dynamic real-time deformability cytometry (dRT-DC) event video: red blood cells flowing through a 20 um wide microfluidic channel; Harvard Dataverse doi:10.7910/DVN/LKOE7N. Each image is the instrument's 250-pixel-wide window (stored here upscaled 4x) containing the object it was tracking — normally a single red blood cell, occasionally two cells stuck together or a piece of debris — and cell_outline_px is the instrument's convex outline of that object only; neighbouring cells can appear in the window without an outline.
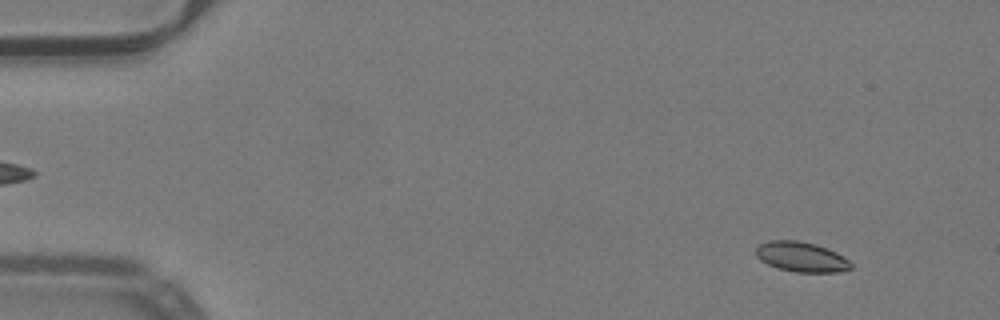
{"species": "common noctule bat (a hibernating species)", "species_latin": "Nyctalus noctula", "temperature_condition": "warm", "stored_images_in_passage": 53, "camera_frame_rate_fps": 3000, "um_per_image_px": 0.085, "animal": {"sex": "male", "body_mass_g": 19.2, "forearm_length_mm": 51.8}, "frame": {"image": 1, "passage_image": 5, "time_ms": 1.333, "image_size_px": [1000, 320], "cell_outline_px": [[852, 268], [840, 272], [796, 272], [780, 268], [768, 264], [760, 260], [756, 256], [756, 248], [760, 244], [768, 240], [796, 240], [816, 244], [836, 252], [844, 256], [852, 264]], "centroid_in_image_um": [68.12, 21.83], "position_along_channel_um": 16.9, "area_um2": 16.59}}
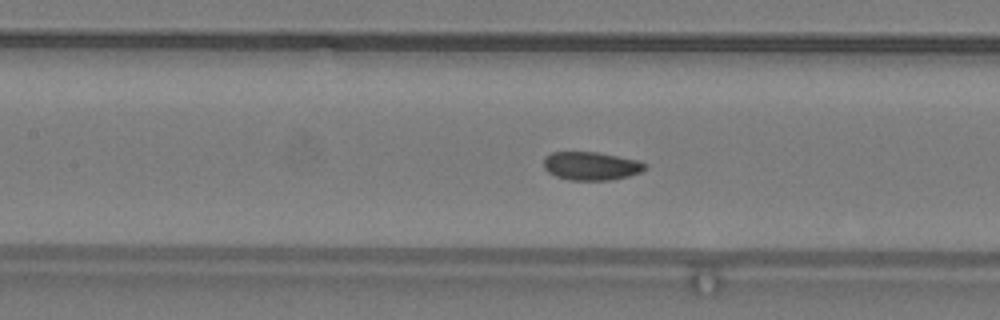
{"frame": {"image": 2, "passage_image": 24, "time_ms": 7.667, "image_size_px": [1000, 320], "cell_outline_px": [[648, 168], [640, 172], [628, 176], [608, 180], [568, 180], [556, 176], [548, 172], [544, 168], [544, 156], [552, 152], [596, 152], [640, 160], [648, 164]], "centroid_in_image_um": [50.26, 14.1], "position_along_channel_um": 157.1, "area_um2": 16.88}}
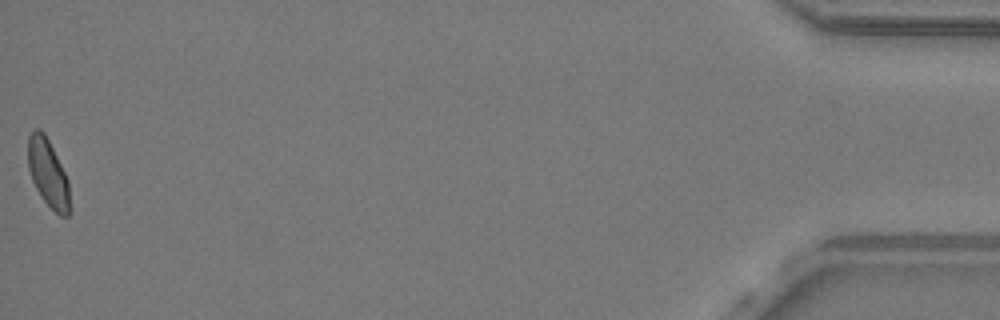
{"frame": {"image": 3, "passage_image": 52, "time_ms": 17.0, "image_size_px": [1000, 320], "cell_outline_px": [[68, 216], [60, 216], [40, 196], [32, 180], [28, 168], [28, 136], [32, 128], [40, 128], [44, 132], [68, 180]], "centroid_in_image_um": [4.03, 14.65], "position_along_channel_um": 431.2, "area_um2": 16.13}}